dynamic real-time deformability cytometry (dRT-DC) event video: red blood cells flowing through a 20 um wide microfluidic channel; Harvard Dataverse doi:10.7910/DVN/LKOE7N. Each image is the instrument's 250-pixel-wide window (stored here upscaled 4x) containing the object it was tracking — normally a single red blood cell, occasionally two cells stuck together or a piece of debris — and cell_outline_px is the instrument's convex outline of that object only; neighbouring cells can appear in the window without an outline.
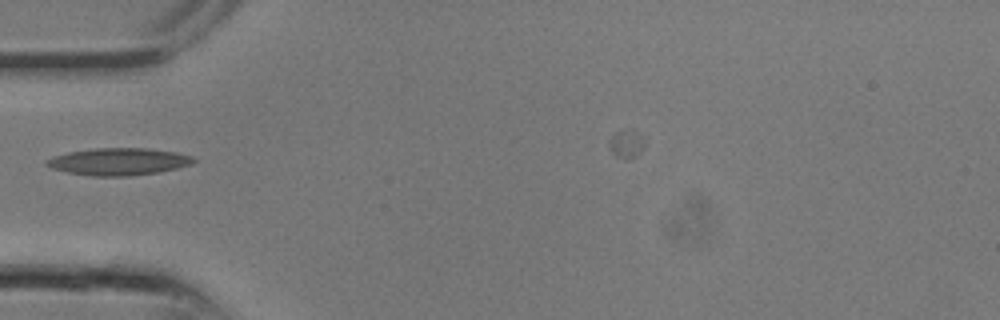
{"species": "common noctule bat (a hibernating species)", "species_latin": "Nyctalus noctula", "temperature_condition": "room temperature", "stored_images_in_passage": 8, "camera_frame_rate_fps": 3000, "um_per_image_px": 0.085, "animal": {"sex": "male", "body_mass_g": 13.3}, "frame": {"image": 1, "passage_image": 1, "time_ms": 0.0, "image_size_px": [1000, 320], "cell_outline_px": [[196, 160], [192, 164], [160, 172], [128, 176], [92, 176], [68, 172], [52, 168], [44, 164], [44, 160], [52, 156], [68, 152], [96, 148], [148, 148], [176, 152], [192, 156]], "centroid_in_image_um": [10.07, 13.73], "position_along_channel_um": 74.9, "area_um2": 23.35}}
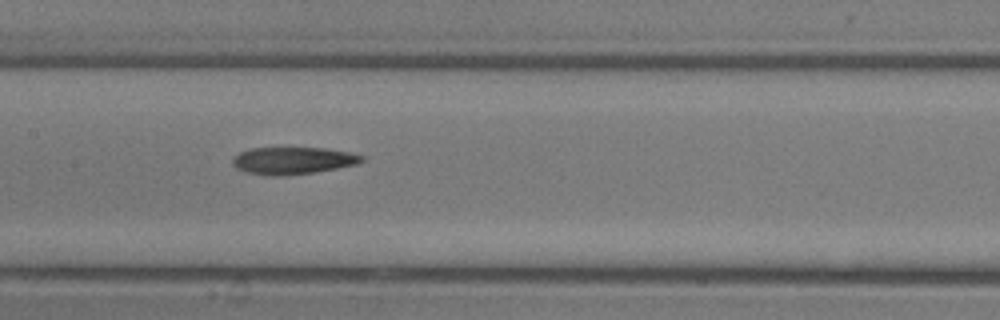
{"frame": {"image": 2, "passage_image": 5, "time_ms": 1.333, "image_size_px": [1000, 320], "cell_outline_px": [[364, 160], [356, 164], [336, 168], [312, 172], [284, 176], [264, 176], [248, 172], [236, 168], [232, 164], [232, 156], [240, 152], [252, 148], [324, 148], [352, 152], [364, 156]], "centroid_in_image_um": [24.87, 13.65], "position_along_channel_um": 182.5, "area_um2": 20.52}}
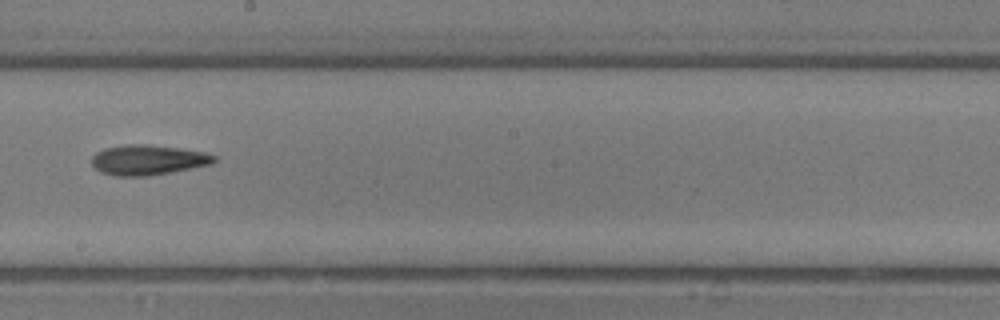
{"frame": {"image": 3, "passage_image": 7, "time_ms": 2.0, "image_size_px": [1000, 320], "cell_outline_px": [[216, 160], [212, 164], [148, 176], [116, 176], [100, 172], [92, 164], [92, 156], [96, 152], [104, 148], [124, 144], [144, 144], [180, 148], [204, 152], [216, 156]], "centroid_in_image_um": [12.55, 13.59], "position_along_channel_um": 235.6, "area_um2": 21.44}}